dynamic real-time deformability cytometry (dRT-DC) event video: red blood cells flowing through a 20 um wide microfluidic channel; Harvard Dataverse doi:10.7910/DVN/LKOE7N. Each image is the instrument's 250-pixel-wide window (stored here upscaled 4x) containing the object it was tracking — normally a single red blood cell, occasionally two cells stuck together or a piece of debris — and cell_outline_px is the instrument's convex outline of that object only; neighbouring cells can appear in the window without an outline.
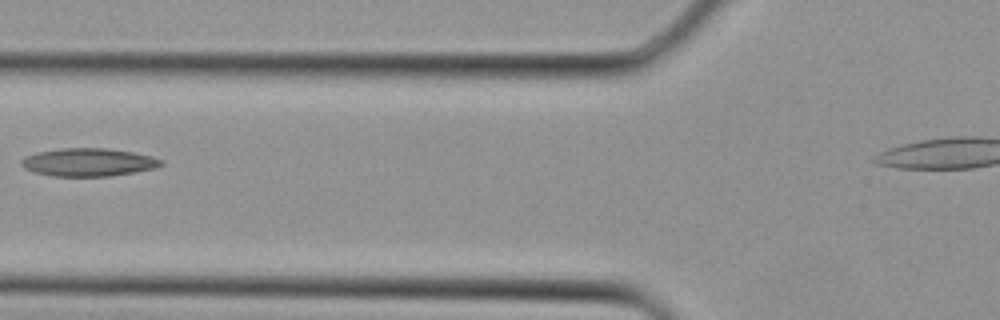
{"species": "Egyptian fruit bat (a non-hibernating species)", "species_latin": "Rousettus aegyptiacus", "temperature_condition": "cold", "stored_images_in_passage": 6, "camera_frame_rate_fps": 3000, "um_per_image_px": 0.085, "animal": {"sex": "female"}, "frame": {"image": 1, "passage_image": 3, "time_ms": 0.667, "image_size_px": [1000, 320], "cell_outline_px": [[164, 164], [156, 168], [136, 172], [108, 176], [52, 176], [36, 172], [24, 168], [20, 164], [20, 160], [24, 156], [36, 152], [60, 148], [108, 148], [132, 152], [152, 156], [160, 160]], "centroid_in_image_um": [7.49, 13.78], "position_along_channel_um": 118.3, "area_um2": 22.89}}